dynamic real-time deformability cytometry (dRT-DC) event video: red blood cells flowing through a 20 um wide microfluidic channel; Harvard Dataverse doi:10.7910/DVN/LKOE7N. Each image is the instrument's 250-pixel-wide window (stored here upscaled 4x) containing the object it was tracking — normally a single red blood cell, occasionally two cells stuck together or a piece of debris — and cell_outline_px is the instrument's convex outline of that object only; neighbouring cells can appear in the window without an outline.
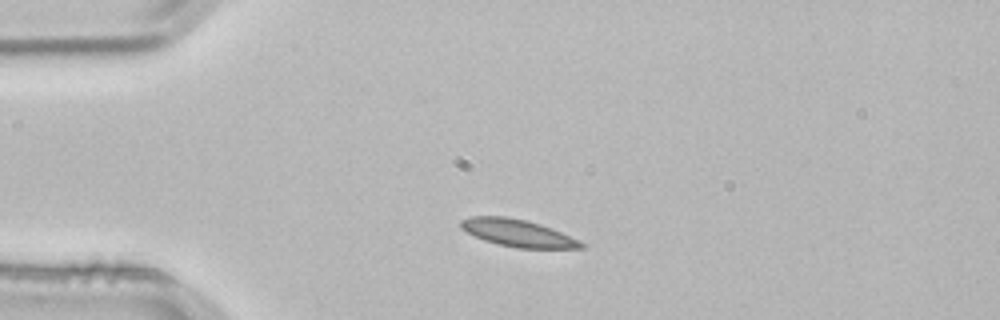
{"species": "common noctule bat (a hibernating species)", "species_latin": "Nyctalus noctula", "temperature_condition": "room temperature", "stored_images_in_passage": 2, "camera_frame_rate_fps": 3000, "um_per_image_px": 0.085, "animal": {"sex": "male", "body_mass_g": 21.5, "forearm_length_mm": 52.0}, "frame": {"image": 1, "passage_image": 1, "time_ms": 0.0, "image_size_px": [1000, 320], "cell_outline_px": [[584, 248], [516, 248], [484, 240], [460, 228], [460, 220], [472, 216], [504, 216], [524, 220], [540, 224], [552, 228], [580, 240], [584, 244]], "centroid_in_image_um": [44.02, 19.8], "position_along_channel_um": 41.0, "area_um2": 18.9}}
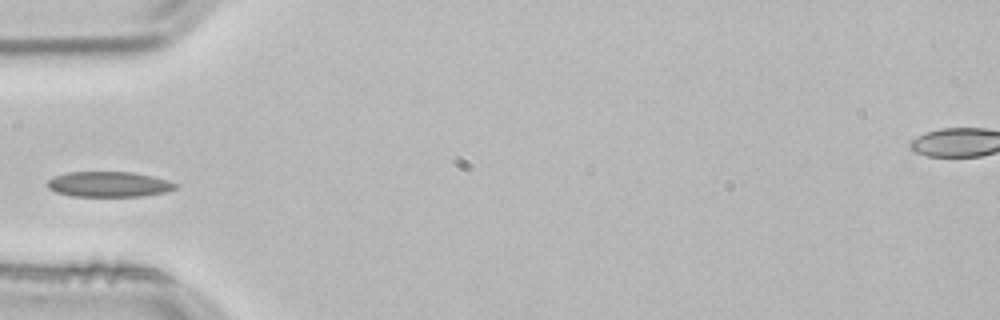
{"frame": {"image": 2, "passage_image": 2, "time_ms": 0.333, "image_size_px": [1000, 320], "cell_outline_px": [[176, 188], [168, 192], [144, 196], [72, 196], [56, 192], [48, 188], [48, 180], [52, 176], [68, 172], [132, 172], [152, 176], [168, 180], [176, 184]], "centroid_in_image_um": [9.25, 15.66], "position_along_channel_um": 75.7, "area_um2": 18.96}}